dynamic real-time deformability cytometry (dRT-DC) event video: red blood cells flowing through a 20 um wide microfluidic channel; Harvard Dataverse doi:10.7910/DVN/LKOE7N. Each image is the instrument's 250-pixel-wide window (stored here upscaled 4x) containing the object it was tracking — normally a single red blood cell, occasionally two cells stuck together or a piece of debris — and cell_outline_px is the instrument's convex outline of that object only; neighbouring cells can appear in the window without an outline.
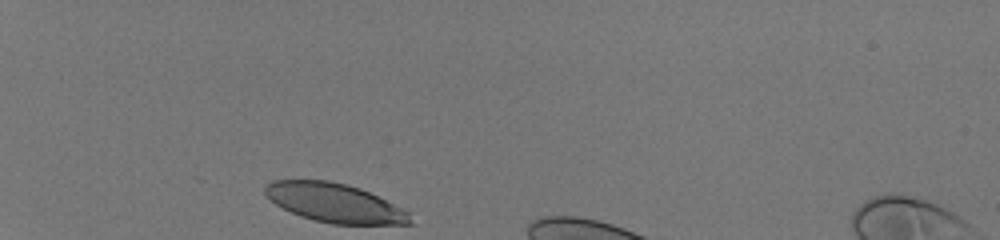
{"species": "human", "species_latin": "Homo sapiens", "temperature_condition": "room temperature", "stored_images_in_passage": 31, "camera_frame_rate_fps": 3000, "um_per_image_px": 0.085, "donor": {"sex": "male"}, "frame": {"image": 1, "passage_image": 1, "time_ms": 0.0, "image_size_px": [1000, 240], "cell_outline_px": [[412, 224], [332, 224], [300, 216], [276, 204], [264, 192], [264, 188], [272, 180], [328, 180], [360, 188], [408, 212]], "centroid_in_image_um": [28.41, 17.24], "position_along_channel_um": 56.6, "area_um2": 32.25}}
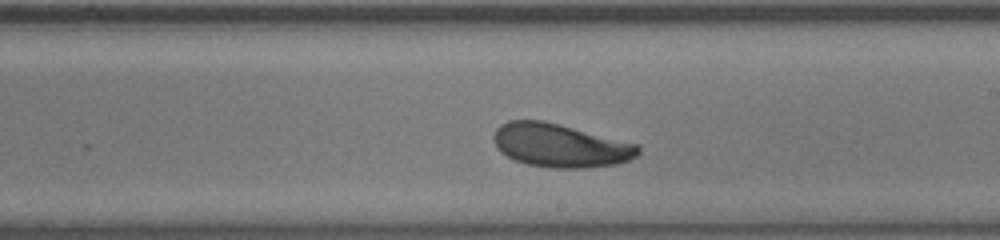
{"frame": {"image": 2, "passage_image": 18, "time_ms": 5.667, "image_size_px": [1000, 240], "cell_outline_px": [[640, 156], [616, 164], [584, 168], [552, 168], [528, 164], [516, 160], [500, 152], [496, 148], [492, 140], [492, 136], [496, 128], [500, 124], [508, 120], [544, 120], [636, 144], [640, 148]], "centroid_in_image_um": [47.58, 12.36], "position_along_channel_um": 241.4, "area_um2": 36.65}}
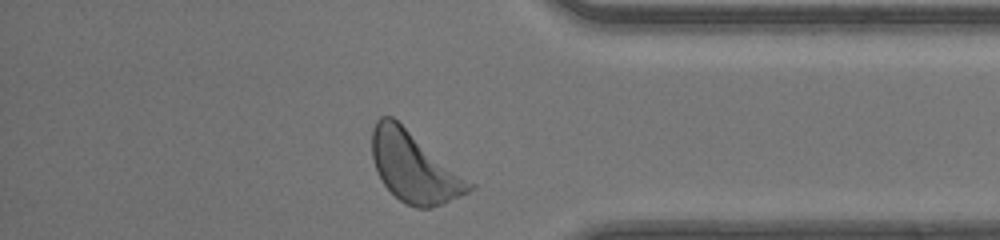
{"frame": {"image": 3, "passage_image": 30, "time_ms": 9.667, "image_size_px": [1000, 240], "cell_outline_px": [[476, 188], [444, 204], [428, 208], [416, 208], [400, 200], [384, 184], [376, 168], [372, 156], [372, 128], [376, 120], [380, 116], [392, 116], [476, 184]], "centroid_in_image_um": [35.24, 14.2], "position_along_channel_um": 400.0, "area_um2": 39.71}, "authors_computed_cell_mechanics": {"area_um2": 36.2406, "velocity_mm_per_s": 4.1073, "shape_relaxation_time_tau1_ms": 2.141, "shape_relaxation_time_tau2_ms": null, "deformation_change_tau1": 0.1082, "deformation_change_tau2": null}}